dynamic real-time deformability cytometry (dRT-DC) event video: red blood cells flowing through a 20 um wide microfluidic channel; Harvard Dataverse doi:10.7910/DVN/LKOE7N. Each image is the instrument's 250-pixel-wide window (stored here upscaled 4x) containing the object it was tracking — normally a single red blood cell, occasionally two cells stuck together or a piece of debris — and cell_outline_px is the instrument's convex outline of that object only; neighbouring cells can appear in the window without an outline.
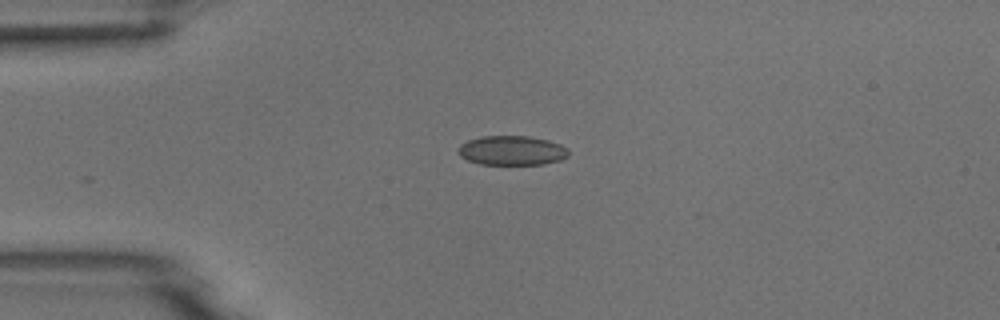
{"species": "common noctule bat (a hibernating species)", "species_latin": "Nyctalus noctula", "temperature_condition": "room temperature", "stored_images_in_passage": 4, "camera_frame_rate_fps": 3000, "um_per_image_px": 0.085, "animal": {"sex": "male", "body_mass_g": 18.8}, "frame": {"image": 1, "passage_image": 4, "time_ms": 3.667, "image_size_px": [1000, 320], "cell_outline_px": [[568, 156], [560, 160], [544, 164], [480, 164], [468, 160], [460, 156], [456, 152], [456, 148], [460, 144], [468, 140], [480, 136], [528, 136], [548, 140], [560, 144], [568, 148]], "centroid_in_image_um": [43.47, 12.78], "position_along_channel_um": 41.5, "area_um2": 19.07}}